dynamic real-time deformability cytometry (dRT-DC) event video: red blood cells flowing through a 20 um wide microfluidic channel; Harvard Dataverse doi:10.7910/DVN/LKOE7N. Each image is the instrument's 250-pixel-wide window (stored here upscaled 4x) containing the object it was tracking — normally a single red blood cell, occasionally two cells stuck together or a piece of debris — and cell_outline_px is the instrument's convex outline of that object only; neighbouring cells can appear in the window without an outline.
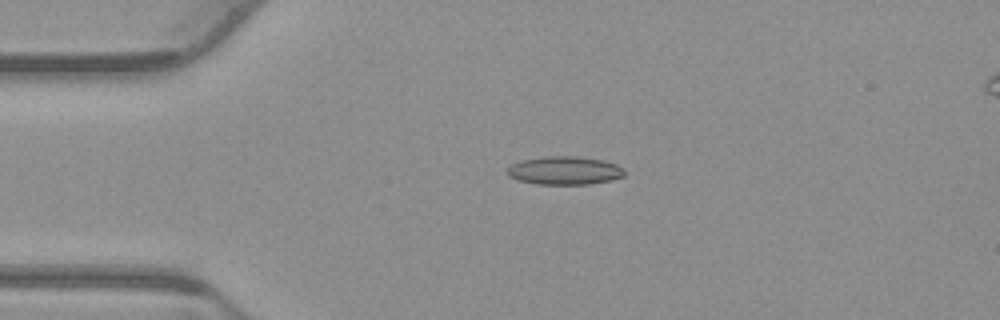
{"species": "common noctule bat (a hibernating species)", "species_latin": "Nyctalus noctula", "temperature_condition": "warm", "stored_images_in_passage": 53, "camera_frame_rate_fps": 3000, "um_per_image_px": 0.085, "animal": {"sex": "male", "body_mass_g": 23.1, "forearm_length_mm": 52.7}, "frame": {"image": 1, "passage_image": 12, "time_ms": 3.667, "image_size_px": [1000, 320], "cell_outline_px": [[624, 176], [608, 180], [588, 184], [536, 184], [516, 180], [508, 176], [508, 168], [512, 164], [520, 160], [544, 156], [576, 156], [604, 160], [616, 164], [624, 168]], "centroid_in_image_um": [47.96, 14.49], "position_along_channel_um": 37.0, "area_um2": 19.36}}
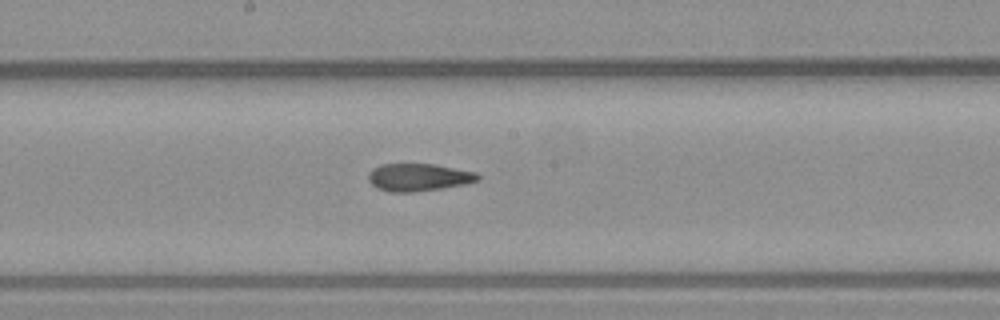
{"frame": {"image": 2, "passage_image": 28, "time_ms": 9.0, "image_size_px": [1000, 320], "cell_outline_px": [[480, 180], [464, 184], [416, 192], [388, 192], [376, 188], [368, 180], [368, 172], [372, 168], [380, 164], [432, 164], [476, 172], [480, 176]], "centroid_in_image_um": [35.53, 15.07], "position_along_channel_um": 212.7, "area_um2": 17.63}}
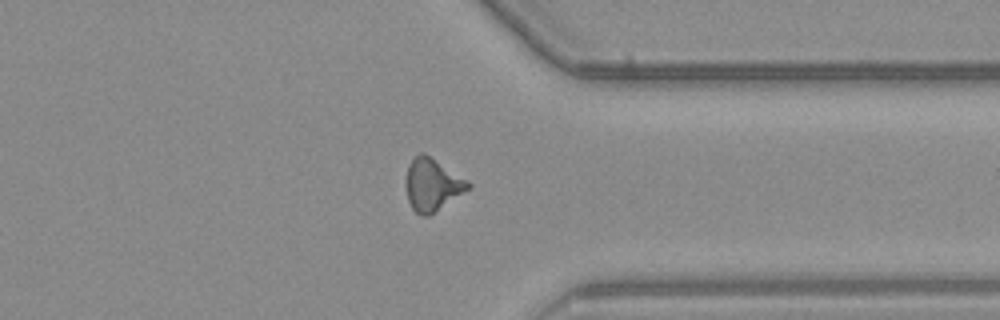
{"frame": {"image": 3, "passage_image": 41, "time_ms": 13.333, "image_size_px": [1000, 320], "cell_outline_px": [[472, 188], [428, 216], [420, 216], [412, 208], [408, 200], [404, 184], [408, 164], [420, 152], [424, 152], [468, 180], [472, 184]], "centroid_in_image_um": [36.74, 15.7], "position_along_channel_um": 374.7, "area_um2": 19.25}, "authors_computed_cell_mechanics": {"area_um2": 18.0914, "velocity_mm_per_s": 3.8608, "shape_relaxation_time_tau1_ms": null, "shape_relaxation_time_tau2_ms": 2.8941, "deformation_change_tau1": null, "deformation_change_tau2": 0.1208}}